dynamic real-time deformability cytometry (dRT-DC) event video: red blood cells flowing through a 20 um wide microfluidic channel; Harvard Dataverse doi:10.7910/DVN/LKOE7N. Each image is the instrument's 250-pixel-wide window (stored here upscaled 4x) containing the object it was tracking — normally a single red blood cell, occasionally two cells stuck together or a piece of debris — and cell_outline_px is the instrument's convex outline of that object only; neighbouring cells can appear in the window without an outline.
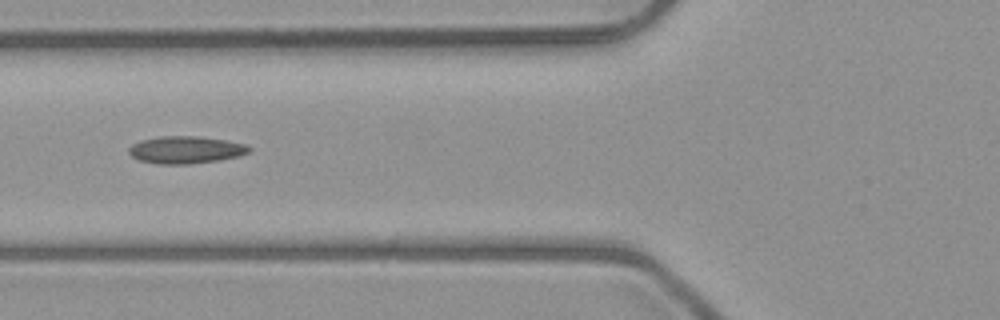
{"species": "common noctule bat (a hibernating species)", "species_latin": "Nyctalus noctula", "temperature_condition": "room temperature", "stored_images_in_passage": 8, "camera_frame_rate_fps": 3000, "um_per_image_px": 0.085, "animal": {"sex": "male", "body_mass_g": 23.1, "forearm_length_mm": 52.7}, "frame": {"image": 1, "passage_image": 6, "time_ms": 5.667, "image_size_px": [1000, 320], "cell_outline_px": [[252, 148], [248, 152], [236, 156], [220, 160], [188, 164], [160, 164], [140, 160], [132, 156], [128, 152], [128, 148], [132, 144], [140, 140], [160, 136], [200, 136], [224, 140], [244, 144]], "centroid_in_image_um": [15.75, 12.73], "position_along_channel_um": 110.1, "area_um2": 19.02}}
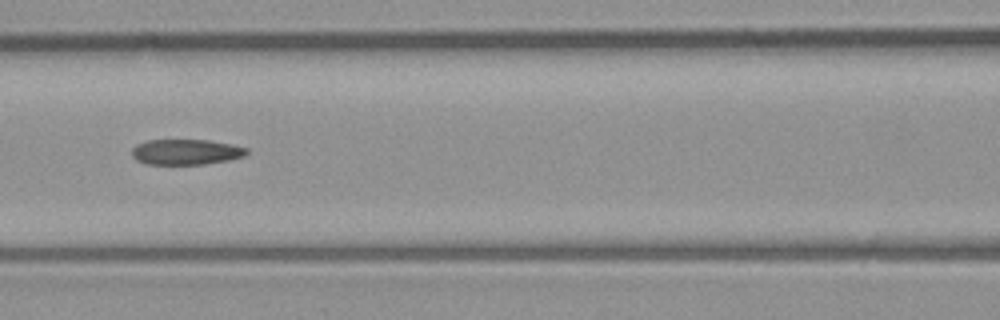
{"frame": {"image": 2, "passage_image": 7, "time_ms": 6.667, "image_size_px": [1000, 320], "cell_outline_px": [[248, 152], [244, 156], [228, 160], [204, 164], [148, 164], [136, 160], [132, 156], [132, 148], [136, 144], [148, 140], [208, 140], [232, 144], [248, 148]], "centroid_in_image_um": [15.8, 12.91], "position_along_channel_um": 150.8, "area_um2": 17.05}}
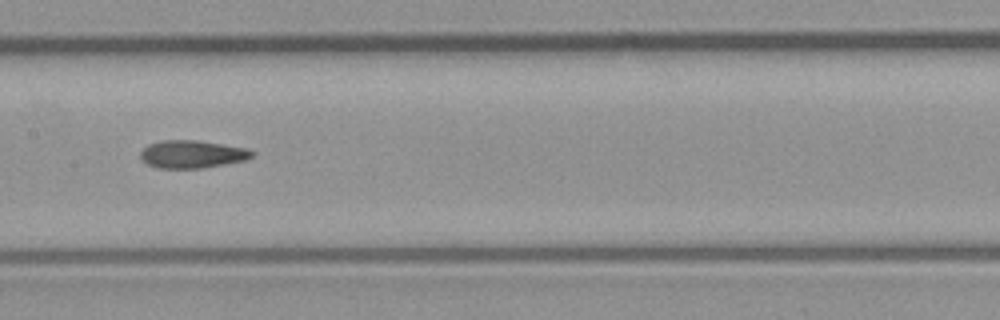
{"frame": {"image": 3, "passage_image": 8, "time_ms": 7.667, "image_size_px": [1000, 320], "cell_outline_px": [[256, 152], [252, 156], [244, 160], [224, 164], [200, 168], [156, 168], [140, 160], [140, 152], [148, 144], [164, 140], [196, 140], [248, 148]], "centroid_in_image_um": [16.31, 13.1], "position_along_channel_um": 191.1, "area_um2": 18.03}}